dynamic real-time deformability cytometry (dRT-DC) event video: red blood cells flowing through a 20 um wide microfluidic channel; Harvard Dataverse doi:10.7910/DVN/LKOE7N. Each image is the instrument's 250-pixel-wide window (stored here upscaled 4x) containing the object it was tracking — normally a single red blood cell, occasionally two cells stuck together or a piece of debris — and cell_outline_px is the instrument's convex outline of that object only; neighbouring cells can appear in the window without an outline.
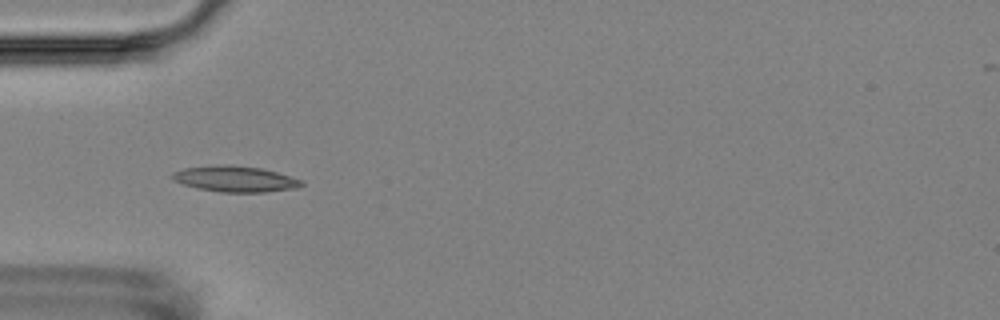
{"species": "Egyptian fruit bat (a non-hibernating species)", "species_latin": "Rousettus aegyptiacus", "temperature_condition": "room temperature", "stored_images_in_passage": 9, "camera_frame_rate_fps": 3000, "um_per_image_px": 0.085, "animal": {"sex": "female"}, "frame": {"image": 1, "passage_image": 6, "time_ms": 5.667, "image_size_px": [1000, 320], "cell_outline_px": [[304, 184], [300, 188], [264, 192], [220, 192], [196, 188], [172, 180], [172, 172], [184, 168], [224, 164], [228, 164], [260, 168], [276, 172], [304, 180]], "centroid_in_image_um": [20.02, 15.21], "position_along_channel_um": 65.0, "area_um2": 19.59}}
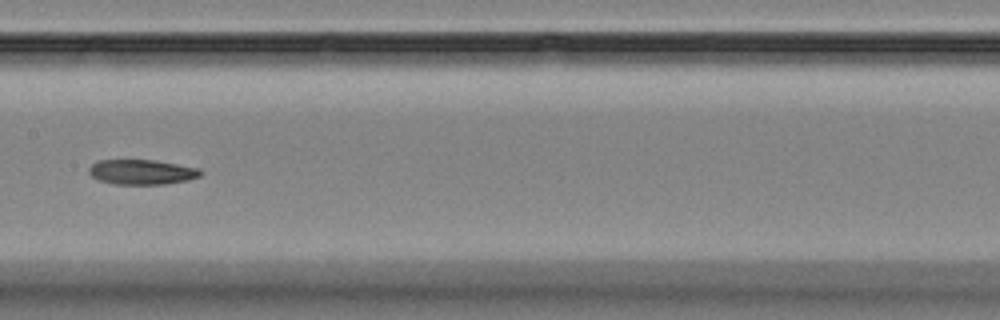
{"frame": {"image": 2, "passage_image": 9, "time_ms": 9.333, "image_size_px": [1000, 320], "cell_outline_px": [[204, 172], [200, 176], [188, 180], [164, 184], [116, 184], [96, 180], [88, 172], [88, 168], [92, 164], [100, 160], [156, 160], [200, 168]], "centroid_in_image_um": [12.07, 14.62], "position_along_channel_um": 195.3, "area_um2": 16.36}}